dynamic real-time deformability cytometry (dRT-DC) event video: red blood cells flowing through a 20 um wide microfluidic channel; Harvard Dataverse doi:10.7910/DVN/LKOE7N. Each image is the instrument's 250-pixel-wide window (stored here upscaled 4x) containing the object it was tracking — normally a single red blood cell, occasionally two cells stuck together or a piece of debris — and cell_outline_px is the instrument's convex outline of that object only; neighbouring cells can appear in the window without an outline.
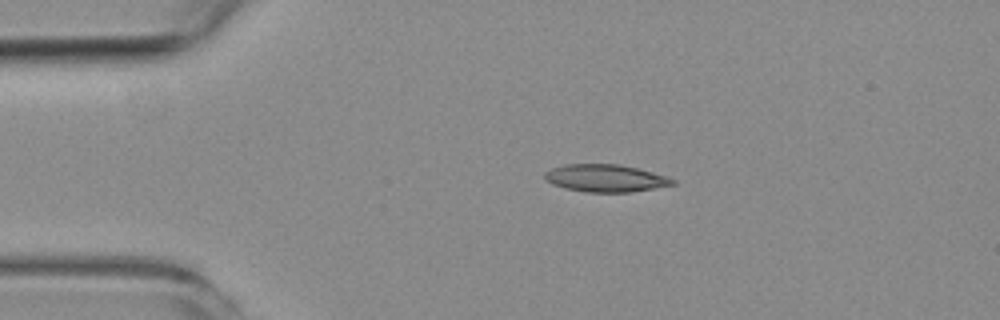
{"species": "common noctule bat (a hibernating species)", "species_latin": "Nyctalus noctula", "temperature_condition": "room temperature", "stored_images_in_passage": 3, "camera_frame_rate_fps": 3000, "um_per_image_px": 0.085, "animal": {"sex": "female", "body_mass_g": 19.3, "forearm_length_mm": 54.1}, "frame": {"image": 1, "passage_image": 2, "time_ms": 2.0, "image_size_px": [1000, 320], "cell_outline_px": [[676, 184], [628, 192], [584, 192], [564, 188], [552, 184], [544, 180], [544, 172], [552, 168], [564, 164], [620, 164], [668, 176], [676, 180]], "centroid_in_image_um": [51.43, 15.14], "position_along_channel_um": 33.6, "area_um2": 20.52}}